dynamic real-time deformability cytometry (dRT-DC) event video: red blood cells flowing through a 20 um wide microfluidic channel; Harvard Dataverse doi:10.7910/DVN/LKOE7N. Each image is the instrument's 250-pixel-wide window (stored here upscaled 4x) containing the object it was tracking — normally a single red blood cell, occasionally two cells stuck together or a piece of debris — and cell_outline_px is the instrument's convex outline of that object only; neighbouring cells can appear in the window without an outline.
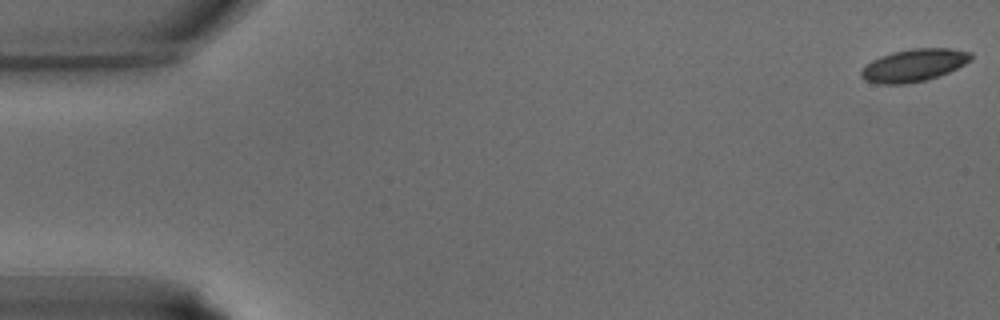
{"species": "common noctule bat (a hibernating species)", "species_latin": "Nyctalus noctula", "temperature_condition": "warm", "stored_images_in_passage": 37, "camera_frame_rate_fps": 3000, "um_per_image_px": 0.085, "animal": {"sex": "male", "body_mass_g": 15.6}, "frame": {"image": 1, "passage_image": 1, "time_ms": 0.0, "image_size_px": [1000, 320], "cell_outline_px": [[972, 60], [948, 72], [928, 80], [904, 84], [876, 84], [864, 80], [860, 76], [860, 72], [872, 60], [880, 56], [892, 52], [912, 48], [948, 48], [972, 52]], "centroid_in_image_um": [77.67, 5.55], "position_along_channel_um": 7.3, "area_um2": 20.87}}
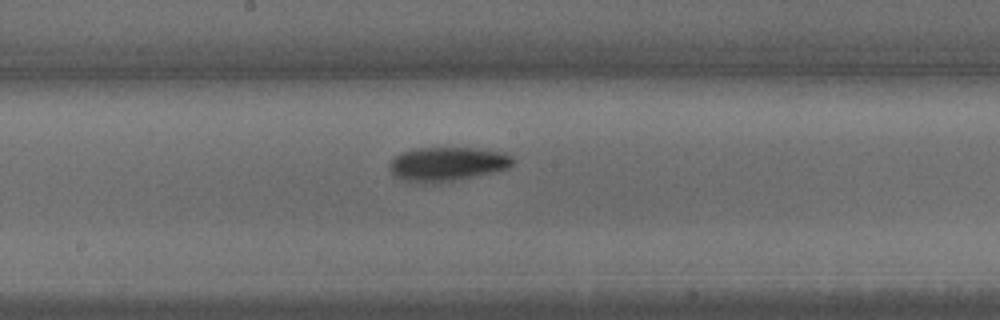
{"frame": {"image": 2, "passage_image": 20, "time_ms": 6.333, "image_size_px": [1000, 320], "cell_outline_px": [[516, 160], [508, 168], [496, 172], [436, 184], [404, 180], [392, 176], [388, 168], [388, 164], [400, 152], [412, 148], [472, 148], [504, 152], [512, 156]], "centroid_in_image_um": [38.0, 13.95], "position_along_channel_um": 210.2, "area_um2": 24.85}}
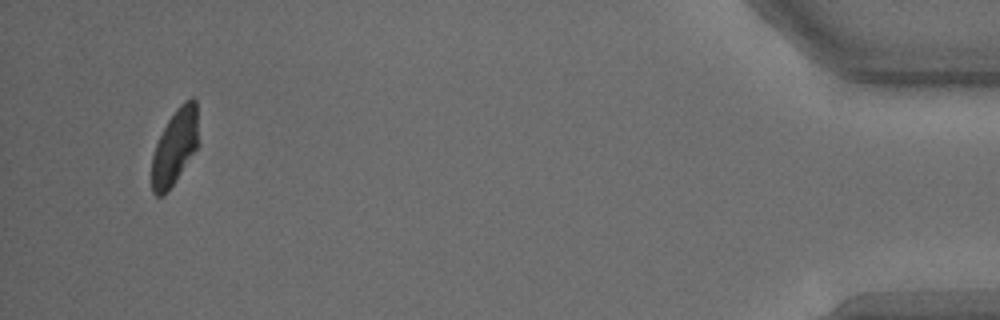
{"frame": {"image": 3, "passage_image": 36, "time_ms": 11.667, "image_size_px": [1000, 320], "cell_outline_px": [[196, 148], [176, 180], [164, 196], [156, 196], [152, 192], [152, 156], [156, 144], [168, 120], [176, 108], [184, 100], [192, 96], [196, 100]], "centroid_in_image_um": [14.82, 12.5], "position_along_channel_um": 420.4, "area_um2": 20.06}}